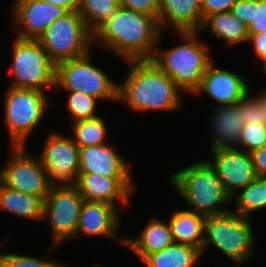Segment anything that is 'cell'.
Returning <instances> with one entry per match:
<instances>
[{
  "instance_id": "31",
  "label": "cell",
  "mask_w": 266,
  "mask_h": 267,
  "mask_svg": "<svg viewBox=\"0 0 266 267\" xmlns=\"http://www.w3.org/2000/svg\"><path fill=\"white\" fill-rule=\"evenodd\" d=\"M266 146V125L248 123L243 126L237 149L251 153Z\"/></svg>"
},
{
  "instance_id": "35",
  "label": "cell",
  "mask_w": 266,
  "mask_h": 267,
  "mask_svg": "<svg viewBox=\"0 0 266 267\" xmlns=\"http://www.w3.org/2000/svg\"><path fill=\"white\" fill-rule=\"evenodd\" d=\"M238 0H201L203 21L210 14L231 11Z\"/></svg>"
},
{
  "instance_id": "7",
  "label": "cell",
  "mask_w": 266,
  "mask_h": 267,
  "mask_svg": "<svg viewBox=\"0 0 266 267\" xmlns=\"http://www.w3.org/2000/svg\"><path fill=\"white\" fill-rule=\"evenodd\" d=\"M9 87L36 89L48 93L55 88L56 63L50 58L38 40H13ZM47 89V90H46Z\"/></svg>"
},
{
  "instance_id": "4",
  "label": "cell",
  "mask_w": 266,
  "mask_h": 267,
  "mask_svg": "<svg viewBox=\"0 0 266 267\" xmlns=\"http://www.w3.org/2000/svg\"><path fill=\"white\" fill-rule=\"evenodd\" d=\"M168 181L193 212L209 216L231 211L226 206L231 204L232 198L205 159L174 172L168 176Z\"/></svg>"
},
{
  "instance_id": "24",
  "label": "cell",
  "mask_w": 266,
  "mask_h": 267,
  "mask_svg": "<svg viewBox=\"0 0 266 267\" xmlns=\"http://www.w3.org/2000/svg\"><path fill=\"white\" fill-rule=\"evenodd\" d=\"M0 210L27 220L43 221L44 201L12 189L0 180Z\"/></svg>"
},
{
  "instance_id": "8",
  "label": "cell",
  "mask_w": 266,
  "mask_h": 267,
  "mask_svg": "<svg viewBox=\"0 0 266 267\" xmlns=\"http://www.w3.org/2000/svg\"><path fill=\"white\" fill-rule=\"evenodd\" d=\"M56 64L55 88L80 91L98 100L118 101V82L92 62V53Z\"/></svg>"
},
{
  "instance_id": "32",
  "label": "cell",
  "mask_w": 266,
  "mask_h": 267,
  "mask_svg": "<svg viewBox=\"0 0 266 267\" xmlns=\"http://www.w3.org/2000/svg\"><path fill=\"white\" fill-rule=\"evenodd\" d=\"M239 107L243 110V120L245 124H264L263 105L261 101L250 92L239 102Z\"/></svg>"
},
{
  "instance_id": "40",
  "label": "cell",
  "mask_w": 266,
  "mask_h": 267,
  "mask_svg": "<svg viewBox=\"0 0 266 267\" xmlns=\"http://www.w3.org/2000/svg\"><path fill=\"white\" fill-rule=\"evenodd\" d=\"M260 101L261 104L263 105V120H264V125H266V91L262 89L261 92L256 93L255 95Z\"/></svg>"
},
{
  "instance_id": "20",
  "label": "cell",
  "mask_w": 266,
  "mask_h": 267,
  "mask_svg": "<svg viewBox=\"0 0 266 267\" xmlns=\"http://www.w3.org/2000/svg\"><path fill=\"white\" fill-rule=\"evenodd\" d=\"M158 22L162 32L168 27L175 32L200 31L203 24L201 0H159Z\"/></svg>"
},
{
  "instance_id": "39",
  "label": "cell",
  "mask_w": 266,
  "mask_h": 267,
  "mask_svg": "<svg viewBox=\"0 0 266 267\" xmlns=\"http://www.w3.org/2000/svg\"><path fill=\"white\" fill-rule=\"evenodd\" d=\"M49 4L58 5L69 11H78L80 0H42Z\"/></svg>"
},
{
  "instance_id": "16",
  "label": "cell",
  "mask_w": 266,
  "mask_h": 267,
  "mask_svg": "<svg viewBox=\"0 0 266 267\" xmlns=\"http://www.w3.org/2000/svg\"><path fill=\"white\" fill-rule=\"evenodd\" d=\"M213 62L203 74L202 82L193 95L204 93L217 102V106L240 102L251 90L248 80L240 73L215 66Z\"/></svg>"
},
{
  "instance_id": "11",
  "label": "cell",
  "mask_w": 266,
  "mask_h": 267,
  "mask_svg": "<svg viewBox=\"0 0 266 267\" xmlns=\"http://www.w3.org/2000/svg\"><path fill=\"white\" fill-rule=\"evenodd\" d=\"M9 150V157L0 170V180L12 189L44 201L52 185L38 155L28 152L26 146H10Z\"/></svg>"
},
{
  "instance_id": "1",
  "label": "cell",
  "mask_w": 266,
  "mask_h": 267,
  "mask_svg": "<svg viewBox=\"0 0 266 267\" xmlns=\"http://www.w3.org/2000/svg\"><path fill=\"white\" fill-rule=\"evenodd\" d=\"M127 77L118 82V101L130 112L182 109L184 91L152 59L125 60Z\"/></svg>"
},
{
  "instance_id": "15",
  "label": "cell",
  "mask_w": 266,
  "mask_h": 267,
  "mask_svg": "<svg viewBox=\"0 0 266 267\" xmlns=\"http://www.w3.org/2000/svg\"><path fill=\"white\" fill-rule=\"evenodd\" d=\"M133 180V178H109L88 173L79 174L76 186L84 201L106 202L120 210V206L127 207L131 204L130 199L136 192Z\"/></svg>"
},
{
  "instance_id": "34",
  "label": "cell",
  "mask_w": 266,
  "mask_h": 267,
  "mask_svg": "<svg viewBox=\"0 0 266 267\" xmlns=\"http://www.w3.org/2000/svg\"><path fill=\"white\" fill-rule=\"evenodd\" d=\"M248 31L249 34H259L266 31V0H253V13Z\"/></svg>"
},
{
  "instance_id": "19",
  "label": "cell",
  "mask_w": 266,
  "mask_h": 267,
  "mask_svg": "<svg viewBox=\"0 0 266 267\" xmlns=\"http://www.w3.org/2000/svg\"><path fill=\"white\" fill-rule=\"evenodd\" d=\"M212 110L208 125L212 134L210 150L236 148L241 129L245 125L239 102L233 105L215 106Z\"/></svg>"
},
{
  "instance_id": "17",
  "label": "cell",
  "mask_w": 266,
  "mask_h": 267,
  "mask_svg": "<svg viewBox=\"0 0 266 267\" xmlns=\"http://www.w3.org/2000/svg\"><path fill=\"white\" fill-rule=\"evenodd\" d=\"M119 209L106 202L84 201L80 210L75 240L78 238L106 237L125 244V236L118 233L121 226ZM119 236V239H118ZM121 237V238H120Z\"/></svg>"
},
{
  "instance_id": "36",
  "label": "cell",
  "mask_w": 266,
  "mask_h": 267,
  "mask_svg": "<svg viewBox=\"0 0 266 267\" xmlns=\"http://www.w3.org/2000/svg\"><path fill=\"white\" fill-rule=\"evenodd\" d=\"M231 12L247 26L251 23L253 13V0H238Z\"/></svg>"
},
{
  "instance_id": "10",
  "label": "cell",
  "mask_w": 266,
  "mask_h": 267,
  "mask_svg": "<svg viewBox=\"0 0 266 267\" xmlns=\"http://www.w3.org/2000/svg\"><path fill=\"white\" fill-rule=\"evenodd\" d=\"M84 202L76 185H52L44 200L43 220L51 230L52 245L75 239Z\"/></svg>"
},
{
  "instance_id": "37",
  "label": "cell",
  "mask_w": 266,
  "mask_h": 267,
  "mask_svg": "<svg viewBox=\"0 0 266 267\" xmlns=\"http://www.w3.org/2000/svg\"><path fill=\"white\" fill-rule=\"evenodd\" d=\"M248 42H250L254 54L256 55L259 62L266 63V31L259 34H249Z\"/></svg>"
},
{
  "instance_id": "23",
  "label": "cell",
  "mask_w": 266,
  "mask_h": 267,
  "mask_svg": "<svg viewBox=\"0 0 266 267\" xmlns=\"http://www.w3.org/2000/svg\"><path fill=\"white\" fill-rule=\"evenodd\" d=\"M209 29L212 37L226 43V45H240L249 39L248 26L240 21L231 11L210 14L202 24L201 30Z\"/></svg>"
},
{
  "instance_id": "14",
  "label": "cell",
  "mask_w": 266,
  "mask_h": 267,
  "mask_svg": "<svg viewBox=\"0 0 266 267\" xmlns=\"http://www.w3.org/2000/svg\"><path fill=\"white\" fill-rule=\"evenodd\" d=\"M11 7V22L16 37L38 40L52 22L68 11L58 5L42 0H14Z\"/></svg>"
},
{
  "instance_id": "27",
  "label": "cell",
  "mask_w": 266,
  "mask_h": 267,
  "mask_svg": "<svg viewBox=\"0 0 266 267\" xmlns=\"http://www.w3.org/2000/svg\"><path fill=\"white\" fill-rule=\"evenodd\" d=\"M103 116L93 119L80 120L72 124L71 133L74 142L83 148L86 146H95L108 143L106 136L108 133L107 121Z\"/></svg>"
},
{
  "instance_id": "30",
  "label": "cell",
  "mask_w": 266,
  "mask_h": 267,
  "mask_svg": "<svg viewBox=\"0 0 266 267\" xmlns=\"http://www.w3.org/2000/svg\"><path fill=\"white\" fill-rule=\"evenodd\" d=\"M57 247L51 244V249L49 248V252L42 257H37L28 255V254H15V253H4L0 251V263L3 267H64L65 264L48 258L52 251H54ZM2 252V253H1Z\"/></svg>"
},
{
  "instance_id": "9",
  "label": "cell",
  "mask_w": 266,
  "mask_h": 267,
  "mask_svg": "<svg viewBox=\"0 0 266 267\" xmlns=\"http://www.w3.org/2000/svg\"><path fill=\"white\" fill-rule=\"evenodd\" d=\"M38 41L56 64L82 57L94 47L93 33L78 11L52 22Z\"/></svg>"
},
{
  "instance_id": "2",
  "label": "cell",
  "mask_w": 266,
  "mask_h": 267,
  "mask_svg": "<svg viewBox=\"0 0 266 267\" xmlns=\"http://www.w3.org/2000/svg\"><path fill=\"white\" fill-rule=\"evenodd\" d=\"M162 32L156 18L124 7L93 33V46L119 56L121 61L152 59Z\"/></svg>"
},
{
  "instance_id": "25",
  "label": "cell",
  "mask_w": 266,
  "mask_h": 267,
  "mask_svg": "<svg viewBox=\"0 0 266 267\" xmlns=\"http://www.w3.org/2000/svg\"><path fill=\"white\" fill-rule=\"evenodd\" d=\"M202 251L194 246L173 243L161 251L148 255L141 263L145 267H195Z\"/></svg>"
},
{
  "instance_id": "33",
  "label": "cell",
  "mask_w": 266,
  "mask_h": 267,
  "mask_svg": "<svg viewBox=\"0 0 266 267\" xmlns=\"http://www.w3.org/2000/svg\"><path fill=\"white\" fill-rule=\"evenodd\" d=\"M121 7L159 18V0H118Z\"/></svg>"
},
{
  "instance_id": "18",
  "label": "cell",
  "mask_w": 266,
  "mask_h": 267,
  "mask_svg": "<svg viewBox=\"0 0 266 267\" xmlns=\"http://www.w3.org/2000/svg\"><path fill=\"white\" fill-rule=\"evenodd\" d=\"M79 174L96 173L109 178H133L129 162L110 143L79 148Z\"/></svg>"
},
{
  "instance_id": "12",
  "label": "cell",
  "mask_w": 266,
  "mask_h": 267,
  "mask_svg": "<svg viewBox=\"0 0 266 267\" xmlns=\"http://www.w3.org/2000/svg\"><path fill=\"white\" fill-rule=\"evenodd\" d=\"M39 159L51 185H76L79 176V146L71 135L48 131Z\"/></svg>"
},
{
  "instance_id": "29",
  "label": "cell",
  "mask_w": 266,
  "mask_h": 267,
  "mask_svg": "<svg viewBox=\"0 0 266 267\" xmlns=\"http://www.w3.org/2000/svg\"><path fill=\"white\" fill-rule=\"evenodd\" d=\"M67 94L66 107L72 123L100 116L96 113V104L99 102L97 98L80 91H67Z\"/></svg>"
},
{
  "instance_id": "22",
  "label": "cell",
  "mask_w": 266,
  "mask_h": 267,
  "mask_svg": "<svg viewBox=\"0 0 266 267\" xmlns=\"http://www.w3.org/2000/svg\"><path fill=\"white\" fill-rule=\"evenodd\" d=\"M168 218L174 243L188 244L202 250L205 215L188 209H176Z\"/></svg>"
},
{
  "instance_id": "38",
  "label": "cell",
  "mask_w": 266,
  "mask_h": 267,
  "mask_svg": "<svg viewBox=\"0 0 266 267\" xmlns=\"http://www.w3.org/2000/svg\"><path fill=\"white\" fill-rule=\"evenodd\" d=\"M250 154L257 177H266V146Z\"/></svg>"
},
{
  "instance_id": "26",
  "label": "cell",
  "mask_w": 266,
  "mask_h": 267,
  "mask_svg": "<svg viewBox=\"0 0 266 267\" xmlns=\"http://www.w3.org/2000/svg\"><path fill=\"white\" fill-rule=\"evenodd\" d=\"M235 213L251 218L253 213L266 208V177H257L248 187L232 197Z\"/></svg>"
},
{
  "instance_id": "41",
  "label": "cell",
  "mask_w": 266,
  "mask_h": 267,
  "mask_svg": "<svg viewBox=\"0 0 266 267\" xmlns=\"http://www.w3.org/2000/svg\"><path fill=\"white\" fill-rule=\"evenodd\" d=\"M64 267H68L67 264H65ZM90 267H102V266H101L100 263H99V265L94 264L93 266H90Z\"/></svg>"
},
{
  "instance_id": "21",
  "label": "cell",
  "mask_w": 266,
  "mask_h": 267,
  "mask_svg": "<svg viewBox=\"0 0 266 267\" xmlns=\"http://www.w3.org/2000/svg\"><path fill=\"white\" fill-rule=\"evenodd\" d=\"M174 243L168 220L150 218L137 237L125 236V244L141 262L150 254Z\"/></svg>"
},
{
  "instance_id": "42",
  "label": "cell",
  "mask_w": 266,
  "mask_h": 267,
  "mask_svg": "<svg viewBox=\"0 0 266 267\" xmlns=\"http://www.w3.org/2000/svg\"><path fill=\"white\" fill-rule=\"evenodd\" d=\"M263 72H264V74H266V63L263 65Z\"/></svg>"
},
{
  "instance_id": "3",
  "label": "cell",
  "mask_w": 266,
  "mask_h": 267,
  "mask_svg": "<svg viewBox=\"0 0 266 267\" xmlns=\"http://www.w3.org/2000/svg\"><path fill=\"white\" fill-rule=\"evenodd\" d=\"M176 33L181 39L180 44L164 50L159 49L161 33L152 61L184 91L185 96L193 95L201 85L203 74L215 61L199 31Z\"/></svg>"
},
{
  "instance_id": "28",
  "label": "cell",
  "mask_w": 266,
  "mask_h": 267,
  "mask_svg": "<svg viewBox=\"0 0 266 267\" xmlns=\"http://www.w3.org/2000/svg\"><path fill=\"white\" fill-rule=\"evenodd\" d=\"M119 7L118 0H80L78 12L94 33Z\"/></svg>"
},
{
  "instance_id": "5",
  "label": "cell",
  "mask_w": 266,
  "mask_h": 267,
  "mask_svg": "<svg viewBox=\"0 0 266 267\" xmlns=\"http://www.w3.org/2000/svg\"><path fill=\"white\" fill-rule=\"evenodd\" d=\"M251 220L233 211L207 216L202 255L208 248L215 247L235 266L247 263L255 252L256 244Z\"/></svg>"
},
{
  "instance_id": "6",
  "label": "cell",
  "mask_w": 266,
  "mask_h": 267,
  "mask_svg": "<svg viewBox=\"0 0 266 267\" xmlns=\"http://www.w3.org/2000/svg\"><path fill=\"white\" fill-rule=\"evenodd\" d=\"M4 125L10 146H27L30 134L42 123L50 108L48 93L36 89L9 87L4 91Z\"/></svg>"
},
{
  "instance_id": "13",
  "label": "cell",
  "mask_w": 266,
  "mask_h": 267,
  "mask_svg": "<svg viewBox=\"0 0 266 267\" xmlns=\"http://www.w3.org/2000/svg\"><path fill=\"white\" fill-rule=\"evenodd\" d=\"M211 153L213 159L205 157V160L213 168L231 198L256 180L257 175L250 153L237 148L218 149Z\"/></svg>"
}]
</instances>
